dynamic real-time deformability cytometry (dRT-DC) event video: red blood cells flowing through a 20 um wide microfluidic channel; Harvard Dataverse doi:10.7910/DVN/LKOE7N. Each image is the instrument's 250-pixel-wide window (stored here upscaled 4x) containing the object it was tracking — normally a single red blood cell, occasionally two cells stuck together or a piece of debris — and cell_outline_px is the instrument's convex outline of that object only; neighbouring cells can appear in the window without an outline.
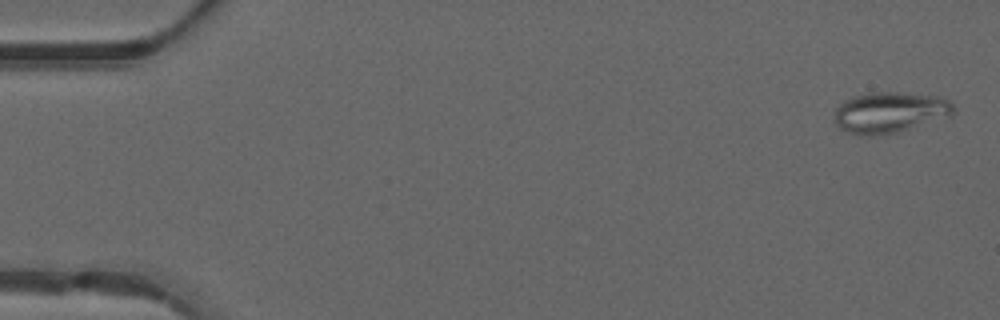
{"species": "common noctule bat (a hibernating species)", "species_latin": "Nyctalus noctula", "temperature_condition": "warm", "stored_images_in_passage": 49, "camera_frame_rate_fps": 3000, "um_per_image_px": 0.085, "animal": {"sex": "male", "forearm_length_mm": 52.5}, "frame": {"image": 1, "passage_image": 2, "time_ms": 0.333, "image_size_px": [1000, 320], "cell_outline_px": [[956, 112], [952, 116], [896, 132], [876, 136], [860, 136], [848, 132], [840, 128], [836, 124], [836, 108], [844, 100], [852, 96], [872, 92], [896, 92], [936, 96], [948, 100], [956, 108]], "centroid_in_image_um": [75.65, 9.56], "position_along_channel_um": 9.3, "area_um2": 28.44}}
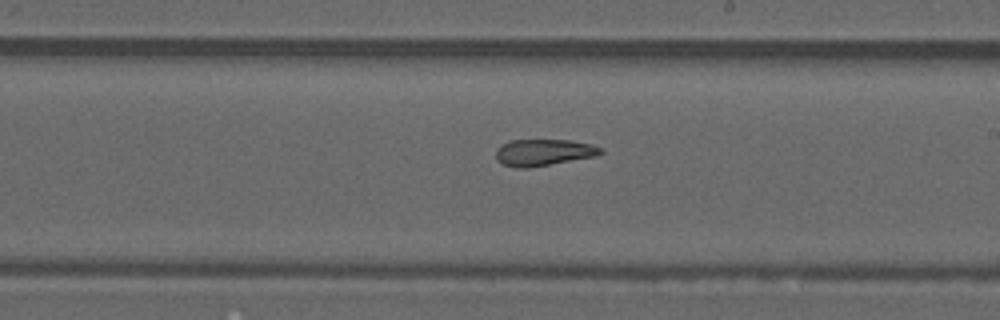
{"frame": {"image": 2, "passage_image": 29, "time_ms": 9.333, "image_size_px": [1000, 320], "cell_outline_px": [[604, 152], [596, 156], [528, 168], [516, 168], [500, 164], [496, 160], [496, 148], [500, 144], [508, 140], [568, 140], [592, 144], [604, 148]], "centroid_in_image_um": [46.17, 12.95], "position_along_channel_um": 242.8, "area_um2": 16.53}}
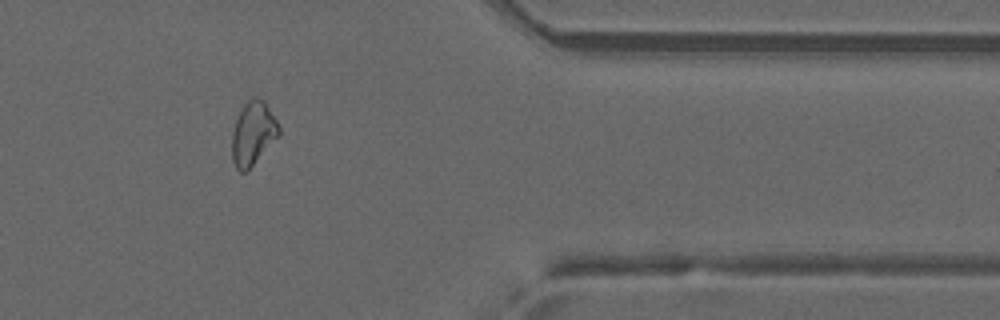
{"frame": {"image": 3, "passage_image": 41, "time_ms": 13.333, "image_size_px": [1000, 320], "cell_outline_px": [[280, 136], [244, 172], [240, 172], [236, 168], [232, 160], [232, 132], [236, 120], [244, 104], [252, 96], [256, 96], [264, 100], [276, 120], [280, 128]], "centroid_in_image_um": [21.51, 11.31], "position_along_channel_um": 389.9, "area_um2": 17.22}, "authors_computed_cell_mechanics": {"area_um2": 18.6116, "velocity_mm_per_s": 4.1829, "shape_relaxation_time_tau1_ms": null, "shape_relaxation_time_tau2_ms": 3.1864, "deformation_change_tau1": null, "deformation_change_tau2": 0.1177}}